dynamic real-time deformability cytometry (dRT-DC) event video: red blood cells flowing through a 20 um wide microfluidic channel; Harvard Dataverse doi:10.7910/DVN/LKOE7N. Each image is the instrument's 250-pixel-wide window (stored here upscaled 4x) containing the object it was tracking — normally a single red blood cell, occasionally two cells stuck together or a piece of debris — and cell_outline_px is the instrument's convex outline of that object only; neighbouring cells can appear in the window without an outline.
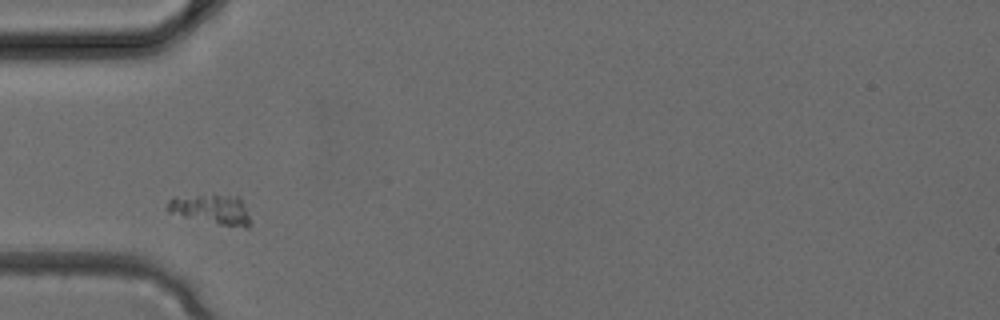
{"species": "common noctule bat (a hibernating species)", "species_latin": "Nyctalus noctula", "temperature_condition": "cold", "stored_images_in_passage": 1, "camera_frame_rate_fps": 3000, "um_per_image_px": 0.085, "animal": {"sex": "female", "body_mass_g": 24.6, "forearm_length_mm": 56.2}, "frame": {"image": 1, "passage_image": 1, "time_ms": 0.0, "image_size_px": [1000, 320], "cell_outline_px": [[252, 224], [248, 228], [244, 228], [220, 224], [184, 216], [168, 212], [164, 208], [168, 200], [172, 196], [240, 196]], "centroid_in_image_um": [17.96, 17.8], "position_along_channel_um": 67.0, "area_um2": 14.22}}